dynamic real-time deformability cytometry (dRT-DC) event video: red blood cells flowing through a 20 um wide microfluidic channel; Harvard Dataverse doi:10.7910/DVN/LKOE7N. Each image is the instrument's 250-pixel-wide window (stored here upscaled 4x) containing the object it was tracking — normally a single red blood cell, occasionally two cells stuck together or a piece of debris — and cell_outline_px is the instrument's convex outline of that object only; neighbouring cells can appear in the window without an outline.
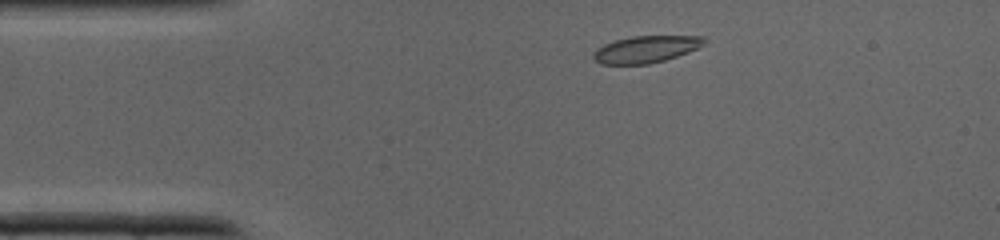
{"species": "common noctule bat (a hibernating species)", "species_latin": "Nyctalus noctula", "temperature_condition": "cold", "stored_images_in_passage": 33, "camera_frame_rate_fps": 3000, "um_per_image_px": 0.085, "animal": {"sex": "male", "body_mass_g": 19.0, "forearm_length_mm": 50.8}, "frame": {"image": 1, "passage_image": 3, "time_ms": 0.667, "image_size_px": [1000, 240], "cell_outline_px": [[704, 44], [688, 52], [664, 60], [648, 64], [600, 64], [592, 56], [596, 48], [604, 44], [616, 40], [632, 36], [704, 36]], "centroid_in_image_um": [54.87, 4.18], "position_along_channel_um": 30.1, "area_um2": 17.17}}
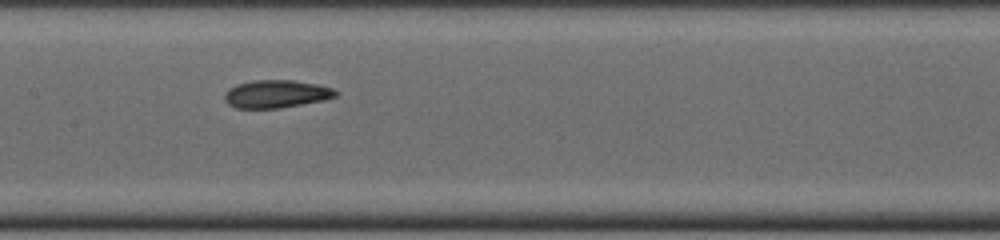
{"frame": {"image": 2, "passage_image": 14, "time_ms": 4.333, "image_size_px": [1000, 240], "cell_outline_px": [[340, 92], [336, 96], [324, 100], [276, 108], [236, 108], [228, 104], [224, 100], [224, 96], [228, 88], [236, 84], [252, 80], [292, 80], [316, 84], [332, 88]], "centroid_in_image_um": [23.46, 7.98], "position_along_channel_um": 183.9, "area_um2": 17.98}}
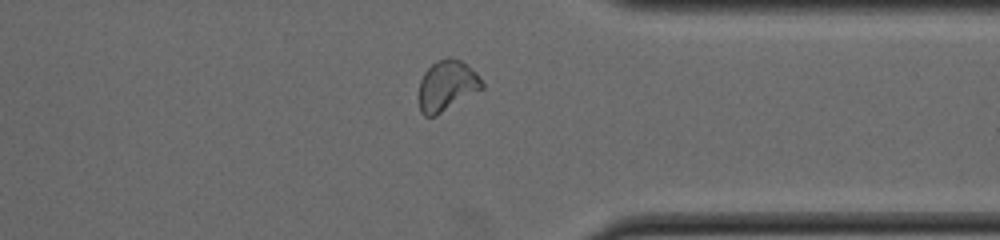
{"frame": {"image": 3, "passage_image": 25, "time_ms": 8.0, "image_size_px": [1000, 240], "cell_outline_px": [[484, 88], [436, 116], [424, 116], [420, 112], [420, 80], [424, 72], [436, 60], [448, 56], [452, 56], [460, 60], [476, 72], [484, 84]], "centroid_in_image_um": [38.0, 7.27], "position_along_channel_um": 373.4, "area_um2": 18.67}}